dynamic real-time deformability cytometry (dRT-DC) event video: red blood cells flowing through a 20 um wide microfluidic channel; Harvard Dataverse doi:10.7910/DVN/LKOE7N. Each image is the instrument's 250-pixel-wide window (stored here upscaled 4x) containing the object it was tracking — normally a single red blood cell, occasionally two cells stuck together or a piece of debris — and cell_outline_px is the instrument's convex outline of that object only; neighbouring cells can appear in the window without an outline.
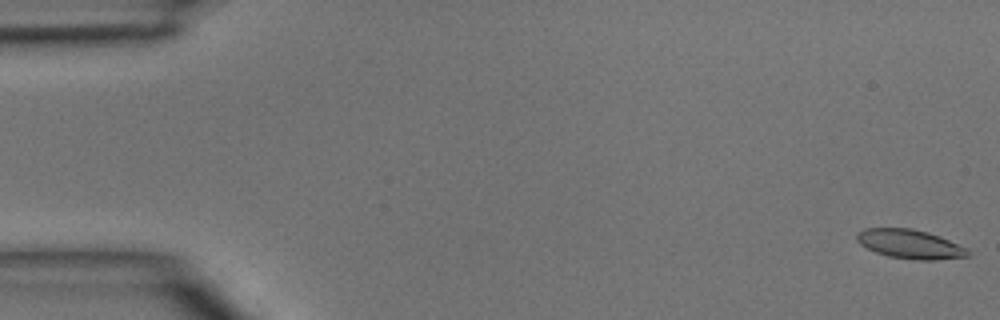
{"species": "common noctule bat (a hibernating species)", "species_latin": "Nyctalus noctula", "temperature_condition": "room temperature", "stored_images_in_passage": 48, "camera_frame_rate_fps": 3000, "um_per_image_px": 0.085, "animal": {"sex": "male", "body_mass_g": 15.6}, "frame": {"image": 1, "passage_image": 1, "time_ms": 0.0, "image_size_px": [1000, 320], "cell_outline_px": [[972, 252], [968, 256], [936, 260], [916, 260], [888, 256], [876, 252], [860, 244], [856, 240], [856, 232], [864, 228], [912, 228], [928, 232], [940, 236], [968, 248]], "centroid_in_image_um": [77.36, 20.74], "position_along_channel_um": 7.6, "area_um2": 19.02}}
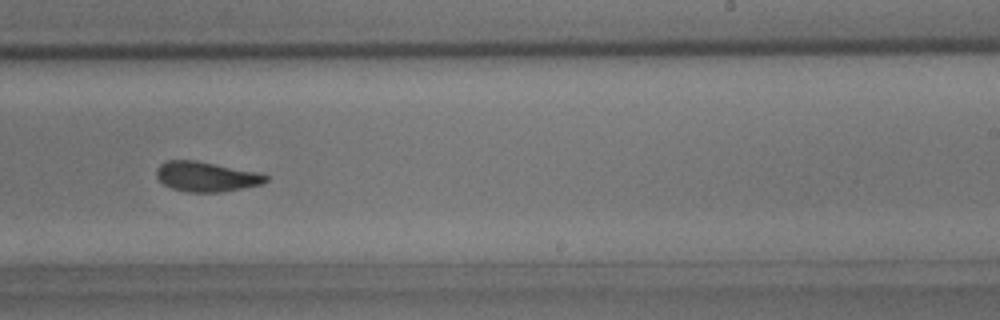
{"frame": {"image": 2, "passage_image": 29, "time_ms": 9.333, "image_size_px": [1000, 320], "cell_outline_px": [[268, 180], [260, 184], [224, 192], [188, 192], [172, 188], [164, 184], [156, 176], [156, 168], [160, 164], [168, 160], [196, 160], [256, 172], [268, 176]], "centroid_in_image_um": [17.5, 15.01], "position_along_channel_um": 271.5, "area_um2": 18.9}}
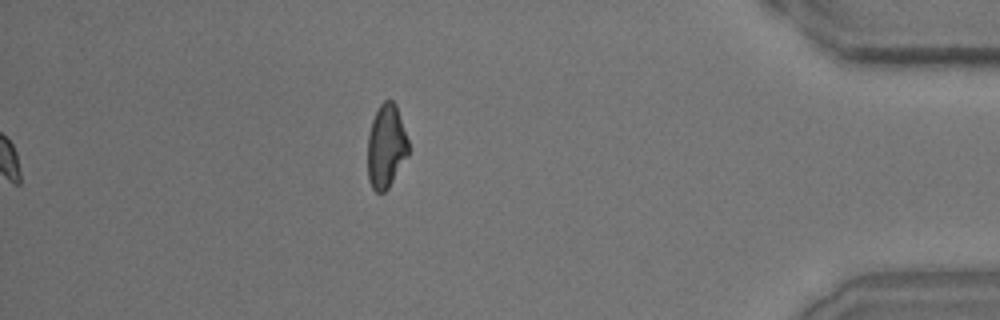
{"frame": {"image": 3, "passage_image": 48, "time_ms": 15.667, "image_size_px": [1000, 320], "cell_outline_px": [[408, 156], [388, 188], [384, 192], [376, 192], [372, 188], [368, 180], [368, 136], [372, 120], [380, 104], [384, 100], [392, 100], [396, 104], [408, 140]], "centroid_in_image_um": [32.82, 12.44], "position_along_channel_um": 402.4, "area_um2": 19.83}}